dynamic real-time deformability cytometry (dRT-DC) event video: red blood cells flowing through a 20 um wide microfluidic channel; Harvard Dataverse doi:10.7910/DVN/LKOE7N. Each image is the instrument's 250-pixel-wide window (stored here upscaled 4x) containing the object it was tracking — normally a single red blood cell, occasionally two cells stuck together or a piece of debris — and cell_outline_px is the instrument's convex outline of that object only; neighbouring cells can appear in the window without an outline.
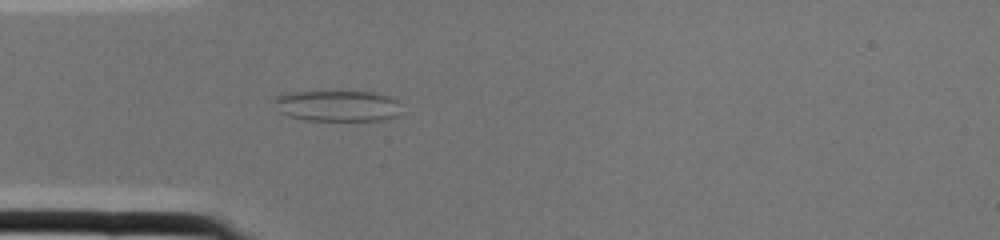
{"species": "common noctule bat (a hibernating species)", "species_latin": "Nyctalus noctula", "temperature_condition": "cold", "stored_images_in_passage": 2, "camera_frame_rate_fps": 3000, "um_per_image_px": 0.085, "animal": {"sex": "female", "body_mass_g": 22.0, "forearm_length_mm": 56.7}, "frame": {"image": 1, "passage_image": 2, "time_ms": 0.333, "image_size_px": [1000, 240], "cell_outline_px": [[396, 116], [380, 120], [308, 120], [288, 116], [280, 112], [272, 100], [276, 96], [296, 92], [372, 92], [388, 96], [396, 100]], "centroid_in_image_um": [28.61, 9.0], "position_along_channel_um": 56.4, "area_um2": 22.37}}